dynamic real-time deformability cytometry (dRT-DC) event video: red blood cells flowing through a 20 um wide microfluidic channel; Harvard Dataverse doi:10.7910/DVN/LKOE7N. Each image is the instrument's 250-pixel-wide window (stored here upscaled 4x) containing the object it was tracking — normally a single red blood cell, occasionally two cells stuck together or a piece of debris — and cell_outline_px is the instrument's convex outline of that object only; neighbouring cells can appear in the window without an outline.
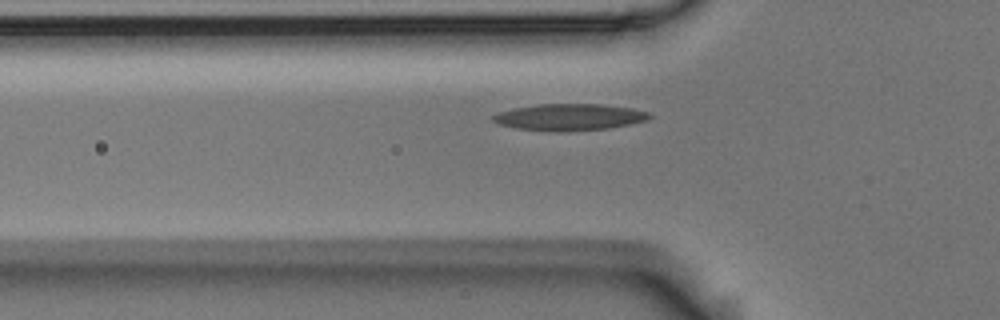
{"species": "Egyptian fruit bat (a non-hibernating species)", "species_latin": "Rousettus aegyptiacus", "temperature_condition": "room temperature", "stored_images_in_passage": 7, "segment_of_instrument_passage": [2, 2], "camera_frame_rate_fps": 3000, "um_per_image_px": 0.085, "animal": {"sex": "male"}, "frame": {"image": 1, "passage_image": 7, "time_ms": 2.0, "image_size_px": [1000, 320], "cell_outline_px": [[652, 116], [648, 120], [608, 128], [516, 128], [500, 124], [492, 120], [492, 116], [500, 112], [516, 108], [536, 104], [600, 104], [632, 108], [648, 112]], "centroid_in_image_um": [48.46, 9.89], "position_along_channel_um": 77.3, "area_um2": 22.72}}